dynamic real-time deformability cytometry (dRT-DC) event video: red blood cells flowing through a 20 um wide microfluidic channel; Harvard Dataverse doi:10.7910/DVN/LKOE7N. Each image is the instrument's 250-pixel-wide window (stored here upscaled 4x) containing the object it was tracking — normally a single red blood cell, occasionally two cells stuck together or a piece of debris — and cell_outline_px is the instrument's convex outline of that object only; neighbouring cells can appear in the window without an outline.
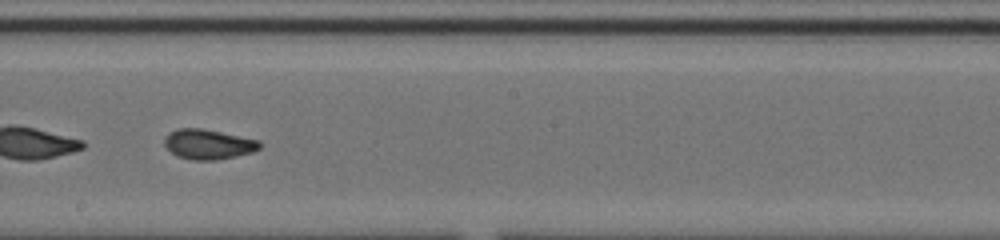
{"species": "common noctule bat (a hibernating species)", "species_latin": "Nyctalus noctula", "temperature_condition": "cold", "stored_images_in_passage": 52, "segment_of_instrument_passage": [2, 2], "camera_frame_rate_fps": 3000, "um_per_image_px": 0.085, "animal": {"sex": "male", "body_mass_g": 20.0, "forearm_length_mm": 53.3}, "frame": {"image": 1, "passage_image": 28, "time_ms": 9.0, "image_size_px": [1000, 240], "cell_outline_px": [[260, 148], [252, 152], [236, 156], [216, 160], [192, 160], [176, 156], [164, 144], [164, 136], [168, 132], [180, 128], [200, 128], [260, 140]], "centroid_in_image_um": [17.68, 12.26], "position_along_channel_um": 230.5, "area_um2": 16.59}}